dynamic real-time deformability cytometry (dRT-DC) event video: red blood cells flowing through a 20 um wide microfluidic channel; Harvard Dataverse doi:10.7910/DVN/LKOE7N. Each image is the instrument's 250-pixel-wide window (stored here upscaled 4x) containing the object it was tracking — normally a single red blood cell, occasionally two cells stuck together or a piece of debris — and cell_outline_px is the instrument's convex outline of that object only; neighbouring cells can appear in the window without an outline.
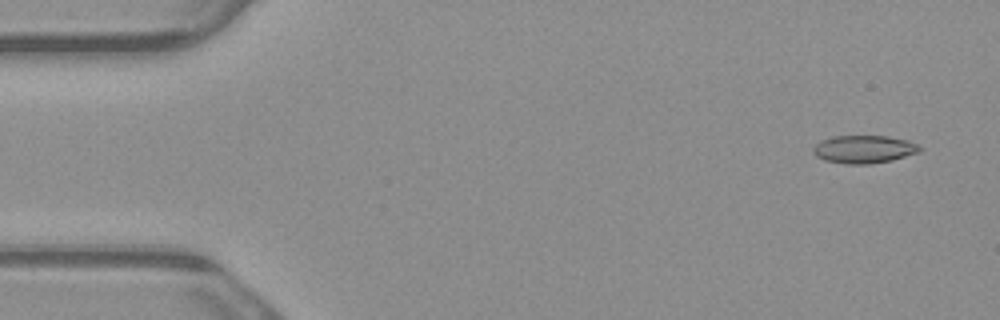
{"species": "common noctule bat (a hibernating species)", "species_latin": "Nyctalus noctula", "temperature_condition": "warm", "stored_images_in_passage": 4, "camera_frame_rate_fps": 3000, "um_per_image_px": 0.085, "animal": {"sex": "male", "body_mass_g": 23.1, "forearm_length_mm": 52.7}, "frame": {"image": 1, "passage_image": 1, "time_ms": 0.0, "image_size_px": [1000, 320], "cell_outline_px": [[924, 148], [920, 152], [892, 160], [868, 164], [848, 164], [824, 160], [816, 156], [812, 152], [812, 148], [820, 140], [832, 136], [888, 136], [908, 140], [920, 144]], "centroid_in_image_um": [73.46, 12.68], "position_along_channel_um": 11.5, "area_um2": 17.57}}
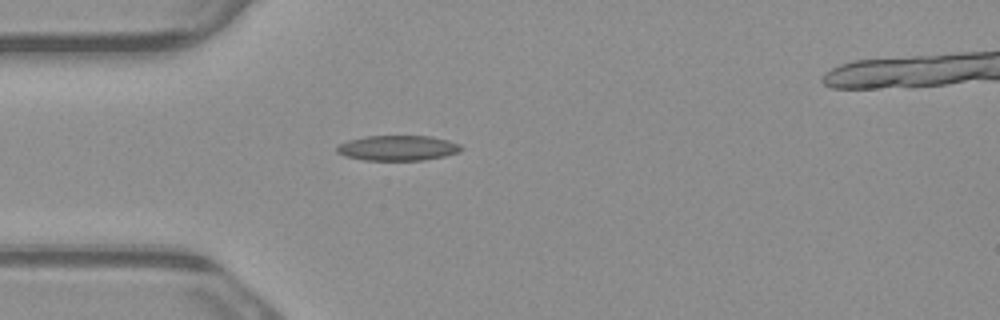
{"frame": {"image": 2, "passage_image": 4, "time_ms": 1.0, "image_size_px": [1000, 320], "cell_outline_px": [[464, 148], [460, 152], [444, 156], [424, 160], [364, 160], [344, 156], [336, 152], [336, 144], [348, 140], [368, 136], [432, 136], [448, 140], [460, 144]], "centroid_in_image_um": [33.8, 12.58], "position_along_channel_um": 51.2, "area_um2": 18.44}}